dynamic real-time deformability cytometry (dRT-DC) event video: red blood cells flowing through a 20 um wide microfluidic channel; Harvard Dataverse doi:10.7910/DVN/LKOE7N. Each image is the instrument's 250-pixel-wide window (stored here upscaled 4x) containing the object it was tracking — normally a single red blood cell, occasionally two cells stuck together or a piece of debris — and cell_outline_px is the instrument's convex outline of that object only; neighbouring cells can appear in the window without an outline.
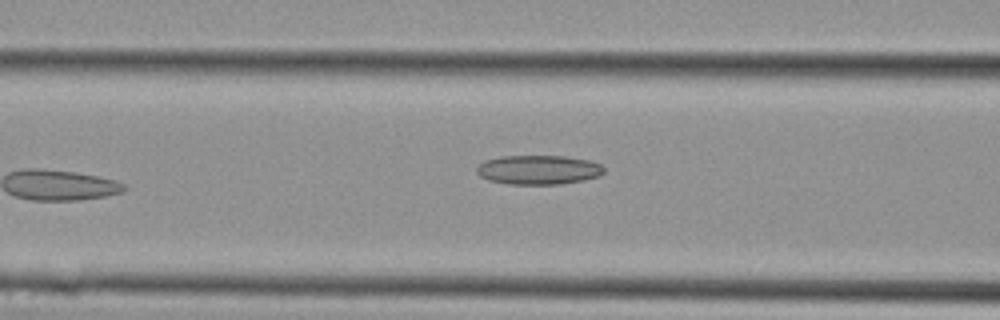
{"species": "Egyptian fruit bat (a non-hibernating species)", "species_latin": "Rousettus aegyptiacus", "temperature_condition": "cold", "stored_images_in_passage": 8, "camera_frame_rate_fps": 3000, "um_per_image_px": 0.085, "animal": {"sex": "female"}, "frame": {"image": 1, "passage_image": 8, "time_ms": 2.333, "image_size_px": [1000, 320], "cell_outline_px": [[604, 172], [600, 176], [584, 180], [560, 184], [508, 184], [488, 180], [480, 176], [476, 172], [476, 168], [484, 160], [500, 156], [564, 156], [588, 160], [600, 164], [604, 168]], "centroid_in_image_um": [45.76, 14.43], "position_along_channel_um": 120.8, "area_um2": 21.79}}